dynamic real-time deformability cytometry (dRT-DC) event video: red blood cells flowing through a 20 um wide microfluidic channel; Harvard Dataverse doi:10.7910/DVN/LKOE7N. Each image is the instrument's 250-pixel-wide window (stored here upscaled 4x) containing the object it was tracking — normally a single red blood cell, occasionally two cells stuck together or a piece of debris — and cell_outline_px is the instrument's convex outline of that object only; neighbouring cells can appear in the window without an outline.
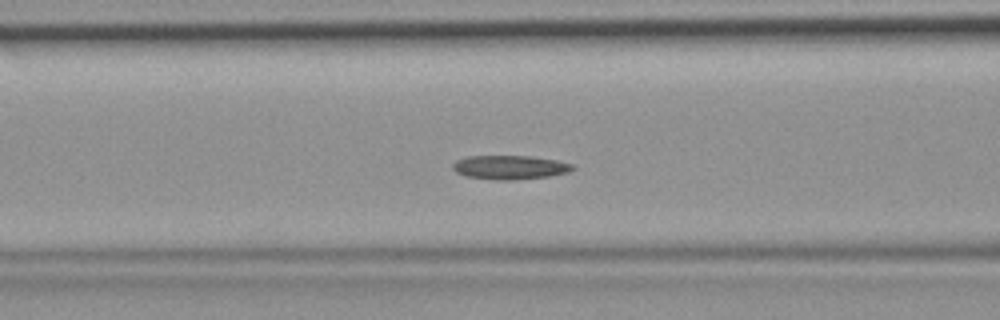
{"species": "common noctule bat (a hibernating species)", "species_latin": "Nyctalus noctula", "temperature_condition": "room temperature", "stored_images_in_passage": 49, "camera_frame_rate_fps": 3000, "um_per_image_px": 0.085, "animal": {"sex": "female", "body_mass_g": 19.9}, "frame": {"image": 1, "passage_image": 20, "time_ms": 6.333, "image_size_px": [1000, 320], "cell_outline_px": [[576, 168], [568, 172], [548, 176], [512, 180], [496, 180], [464, 176], [456, 172], [452, 168], [452, 164], [456, 160], [468, 156], [532, 156], [556, 160], [572, 164]], "centroid_in_image_um": [43.31, 14.22], "position_along_channel_um": 123.3, "area_um2": 16.76}}
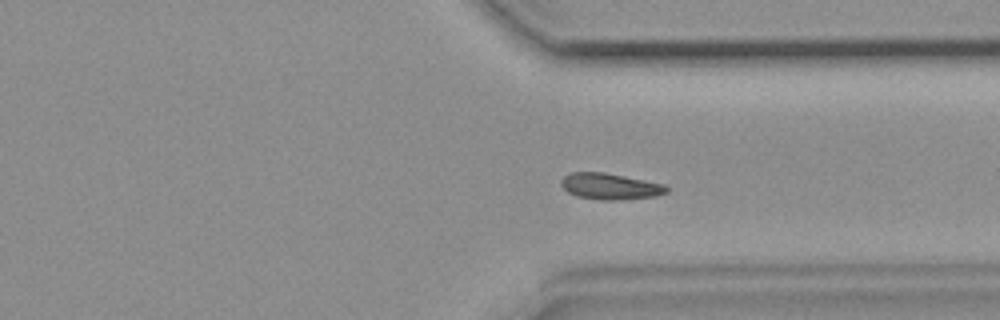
{"frame": {"image": 2, "passage_image": 37, "time_ms": 12.0, "image_size_px": [1000, 320], "cell_outline_px": [[668, 192], [656, 196], [620, 200], [600, 200], [576, 196], [568, 192], [560, 184], [560, 180], [568, 172], [604, 172], [664, 184], [668, 188]], "centroid_in_image_um": [51.83, 15.84], "position_along_channel_um": 359.6, "area_um2": 16.18}}
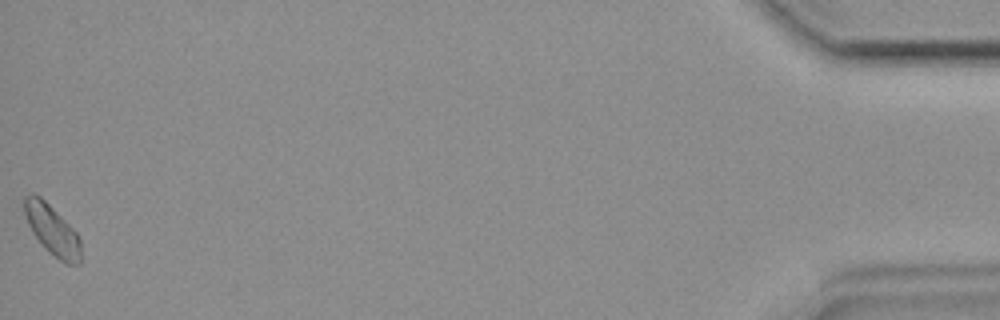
{"frame": {"image": 3, "passage_image": 49, "time_ms": 16.0, "image_size_px": [1000, 320], "cell_outline_px": [[80, 264], [68, 264], [60, 260], [48, 252], [32, 232], [28, 224], [24, 212], [24, 196], [32, 192], [40, 196], [76, 232], [80, 240]], "centroid_in_image_um": [4.41, 19.54], "position_along_channel_um": 430.8, "area_um2": 16.18}}